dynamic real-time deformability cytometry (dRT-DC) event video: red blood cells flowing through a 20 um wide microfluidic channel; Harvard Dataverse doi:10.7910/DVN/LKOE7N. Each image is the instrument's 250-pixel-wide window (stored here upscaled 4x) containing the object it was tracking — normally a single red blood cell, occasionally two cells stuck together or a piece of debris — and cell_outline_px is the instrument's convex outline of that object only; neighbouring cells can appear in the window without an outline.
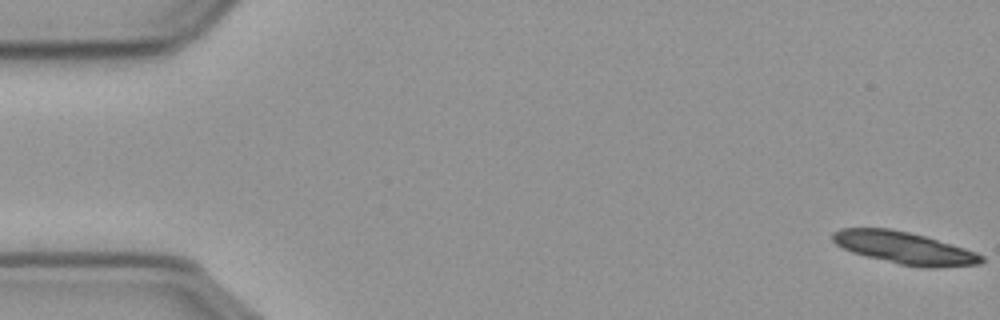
{"species": "common noctule bat (a hibernating species)", "species_latin": "Nyctalus noctula", "temperature_condition": "cold", "stored_images_in_passage": 17, "camera_frame_rate_fps": 3000, "um_per_image_px": 0.085, "animal": {"sex": "male", "body_mass_g": 23.1, "forearm_length_mm": 52.7}, "frame": {"image": 1, "passage_image": 1, "time_ms": 0.0, "image_size_px": [1000, 320], "cell_outline_px": [[984, 260], [980, 264], [936, 268], [928, 268], [900, 264], [852, 252], [836, 244], [832, 240], [832, 232], [840, 228], [888, 228], [908, 232], [924, 236], [964, 248], [976, 252], [984, 256]], "centroid_in_image_um": [76.88, 21.07], "position_along_channel_um": 8.1, "area_um2": 27.63}}